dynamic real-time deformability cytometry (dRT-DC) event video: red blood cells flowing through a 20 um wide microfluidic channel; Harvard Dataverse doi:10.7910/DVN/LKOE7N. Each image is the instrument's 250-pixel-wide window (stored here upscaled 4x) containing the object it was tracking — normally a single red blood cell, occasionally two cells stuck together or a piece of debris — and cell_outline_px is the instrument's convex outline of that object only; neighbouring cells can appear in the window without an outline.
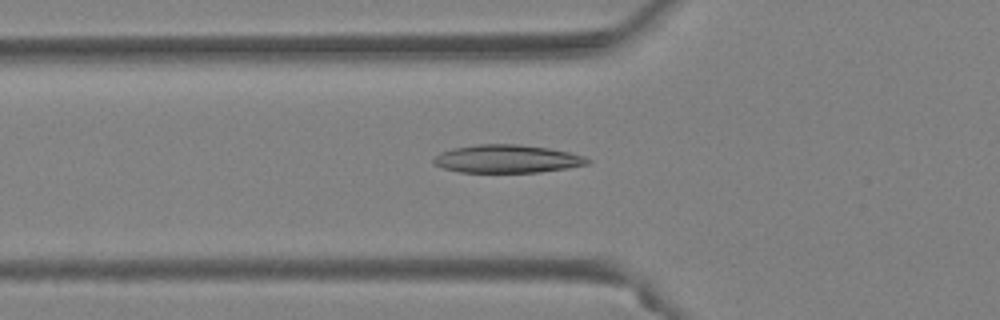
{"species": "Egyptian fruit bat (a non-hibernating species)", "species_latin": "Rousettus aegyptiacus", "temperature_condition": "warm", "stored_images_in_passage": 38, "camera_frame_rate_fps": 3000, "um_per_image_px": 0.085, "animal": {"sex": "female"}, "frame": {"image": 1, "passage_image": 9, "time_ms": 2.667, "image_size_px": [1000, 320], "cell_outline_px": [[592, 160], [588, 164], [568, 168], [540, 172], [460, 172], [444, 168], [432, 164], [432, 160], [440, 152], [452, 148], [476, 144], [516, 144], [548, 148], [568, 152], [584, 156]], "centroid_in_image_um": [43.08, 13.5], "position_along_channel_um": 82.7, "area_um2": 25.2}}
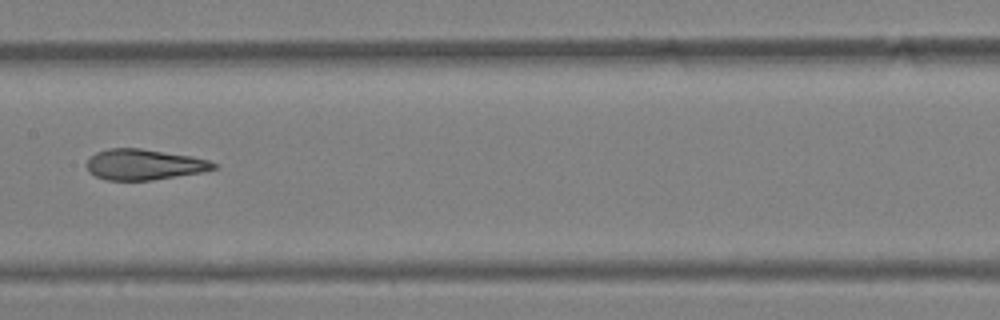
{"frame": {"image": 2, "passage_image": 17, "time_ms": 5.333, "image_size_px": [1000, 320], "cell_outline_px": [[216, 168], [204, 172], [152, 180], [104, 180], [88, 172], [88, 160], [96, 152], [108, 148], [140, 148], [192, 156], [208, 160], [216, 164]], "centroid_in_image_um": [12.25, 13.99], "position_along_channel_um": 195.1, "area_um2": 22.66}}
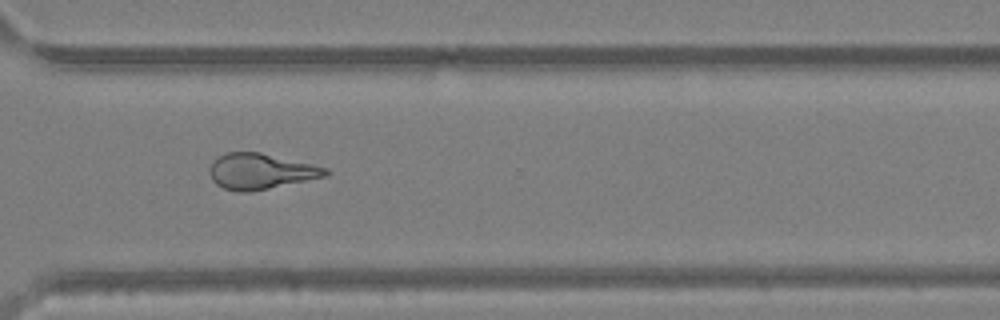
{"frame": {"image": 3, "passage_image": 28, "time_ms": 9.0, "image_size_px": [1000, 320], "cell_outline_px": [[328, 176], [248, 192], [236, 192], [224, 188], [216, 184], [212, 180], [208, 172], [208, 168], [212, 160], [228, 152], [260, 152], [328, 168]], "centroid_in_image_um": [22.1, 14.56], "position_along_channel_um": 348.5, "area_um2": 24.04}, "authors_computed_cell_mechanics": {"area_um2": 24.3627, "velocity_mm_per_s": 4.197, "shape_relaxation_time_tau1_ms": 6.6024, "shape_relaxation_time_tau2_ms": 1.9885, "deformation_change_tau1": 0.2277, "deformation_change_tau2": 0.0946}}